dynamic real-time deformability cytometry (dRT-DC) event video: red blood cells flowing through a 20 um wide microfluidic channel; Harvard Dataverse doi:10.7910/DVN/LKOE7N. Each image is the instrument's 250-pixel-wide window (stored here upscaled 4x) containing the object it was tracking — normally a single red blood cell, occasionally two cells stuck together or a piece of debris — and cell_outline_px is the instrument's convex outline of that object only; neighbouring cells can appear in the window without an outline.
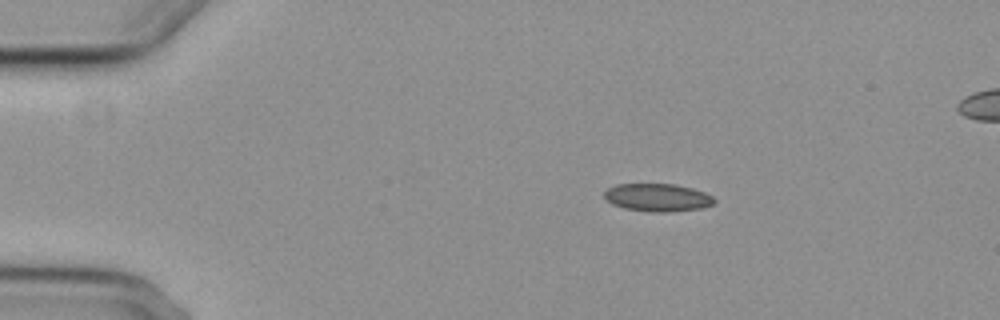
{"species": "common noctule bat (a hibernating species)", "species_latin": "Nyctalus noctula", "temperature_condition": "cold", "stored_images_in_passage": 3, "segment_of_instrument_passage": [1, 2], "camera_frame_rate_fps": 3000, "um_per_image_px": 0.085, "animal": {"sex": "female", "body_mass_g": 29.2, "forearm_length_mm": 56.3}, "frame": {"image": 1, "passage_image": 1, "time_ms": 0.0, "image_size_px": [1000, 320], "cell_outline_px": [[716, 200], [712, 204], [700, 208], [664, 212], [652, 212], [624, 208], [612, 204], [604, 200], [604, 192], [608, 188], [616, 184], [676, 184], [692, 188], [704, 192], [712, 196]], "centroid_in_image_um": [55.85, 16.78], "position_along_channel_um": 29.1, "area_um2": 17.8}}